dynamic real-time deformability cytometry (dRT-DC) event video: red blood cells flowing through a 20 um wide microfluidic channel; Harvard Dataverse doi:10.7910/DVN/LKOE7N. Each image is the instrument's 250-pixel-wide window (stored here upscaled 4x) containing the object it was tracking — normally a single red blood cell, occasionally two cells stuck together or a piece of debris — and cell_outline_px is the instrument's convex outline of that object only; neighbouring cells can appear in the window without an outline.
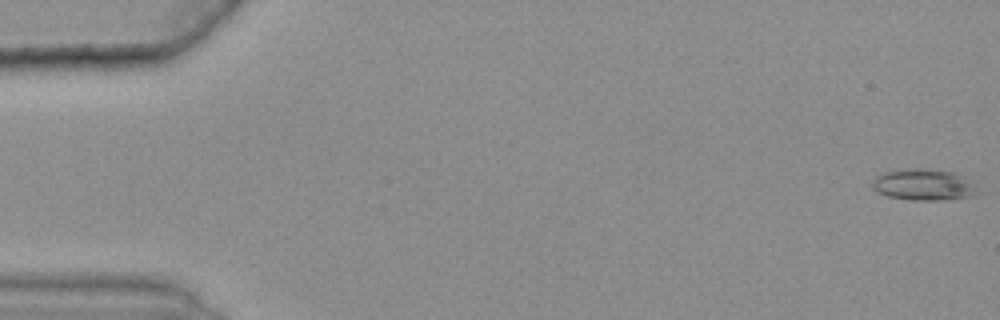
{"species": "common noctule bat (a hibernating species)", "species_latin": "Nyctalus noctula", "temperature_condition": "warm", "stored_images_in_passage": 49, "camera_frame_rate_fps": 3000, "um_per_image_px": 0.085, "animal": {"sex": "female", "body_mass_g": 25.1}, "frame": {"image": 1, "passage_image": 1, "time_ms": 0.0, "image_size_px": [1000, 320], "cell_outline_px": [[972, 196], [940, 200], [912, 200], [888, 196], [872, 188], [872, 180], [876, 176], [884, 172], [952, 172], [964, 176], [972, 184]], "centroid_in_image_um": [78.45, 15.77], "position_along_channel_um": 6.6, "area_um2": 17.57}}
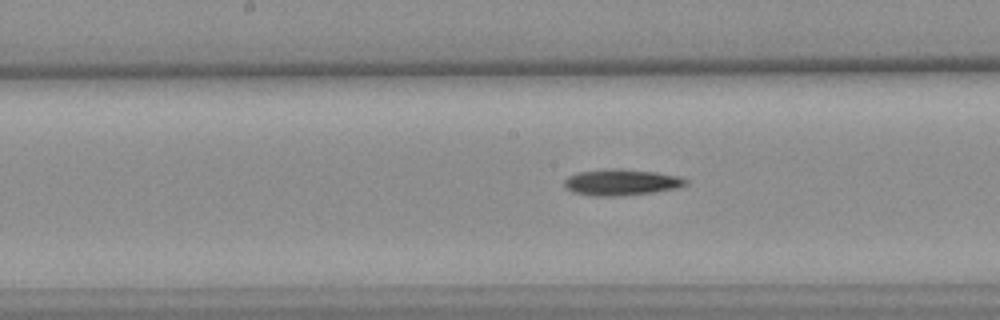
{"frame": {"image": 2, "passage_image": 29, "time_ms": 9.333, "image_size_px": [1000, 320], "cell_outline_px": [[688, 184], [676, 188], [652, 192], [616, 196], [592, 196], [572, 192], [564, 184], [564, 180], [568, 176], [576, 172], [612, 168], [616, 168], [656, 172], [680, 176], [688, 180]], "centroid_in_image_um": [52.8, 15.48], "position_along_channel_um": 195.4, "area_um2": 18.55}}
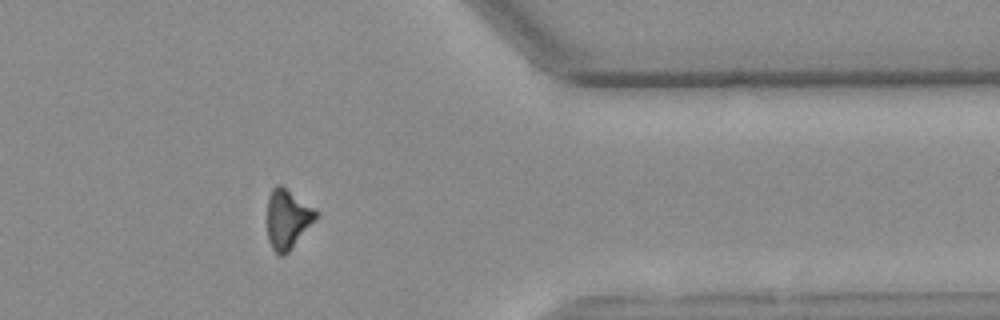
{"frame": {"image": 3, "passage_image": 46, "time_ms": 15.0, "image_size_px": [1000, 320], "cell_outline_px": [[320, 216], [288, 252], [284, 256], [280, 256], [272, 248], [268, 240], [268, 196], [272, 188], [276, 184], [280, 184], [320, 212]], "centroid_in_image_um": [24.47, 18.61], "position_along_channel_um": 386.9, "area_um2": 16.99}, "authors_computed_cell_mechanics": {"area_um2": 17.918, "velocity_mm_per_s": 3.6639, "shape_relaxation_time_tau1_ms": 9.1909, "shape_relaxation_time_tau2_ms": null, "deformation_change_tau1": 0.2341, "deformation_change_tau2": null}}